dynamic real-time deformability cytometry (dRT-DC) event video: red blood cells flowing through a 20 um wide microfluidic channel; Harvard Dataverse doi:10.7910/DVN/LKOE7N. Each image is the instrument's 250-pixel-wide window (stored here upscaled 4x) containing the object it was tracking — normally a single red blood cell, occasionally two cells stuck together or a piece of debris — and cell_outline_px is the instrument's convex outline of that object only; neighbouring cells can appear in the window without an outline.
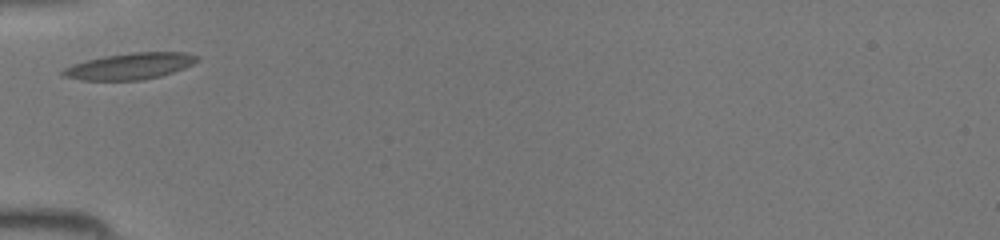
{"species": "common noctule bat (a hibernating species)", "species_latin": "Nyctalus noctula", "temperature_condition": "room temperature", "stored_images_in_passage": 4, "camera_frame_rate_fps": 3000, "um_per_image_px": 0.085, "animal": {"sex": "female", "body_mass_g": 19.5, "forearm_length_mm": 54.1}, "frame": {"image": 1, "passage_image": 1, "time_ms": 0.0, "image_size_px": [1000, 240], "cell_outline_px": [[200, 60], [184, 68], [160, 76], [140, 80], [80, 80], [64, 76], [60, 72], [64, 68], [72, 64], [104, 56], [132, 52], [184, 52], [200, 56]], "centroid_in_image_um": [11.06, 5.62], "position_along_channel_um": 73.9, "area_um2": 20.58}}